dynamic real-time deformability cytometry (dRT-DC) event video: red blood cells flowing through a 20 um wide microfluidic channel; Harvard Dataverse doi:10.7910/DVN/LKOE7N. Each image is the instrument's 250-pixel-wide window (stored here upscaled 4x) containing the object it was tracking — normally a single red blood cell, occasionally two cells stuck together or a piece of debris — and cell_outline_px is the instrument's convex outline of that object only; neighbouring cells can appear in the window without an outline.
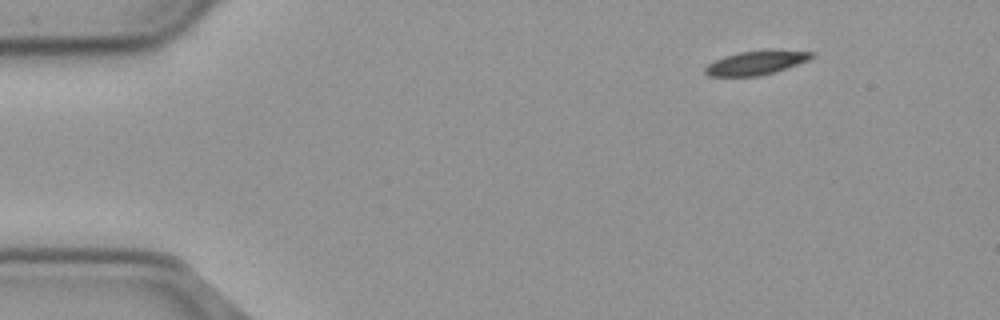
{"species": "common noctule bat (a hibernating species)", "species_latin": "Nyctalus noctula", "temperature_condition": "cold", "stored_images_in_passage": 50, "camera_frame_rate_fps": 3000, "um_per_image_px": 0.085, "animal": {"sex": "male", "body_mass_g": 23.1, "forearm_length_mm": 52.7}, "frame": {"image": 1, "passage_image": 1, "time_ms": 0.0, "image_size_px": [1000, 320], "cell_outline_px": [[816, 56], [808, 60], [760, 76], [708, 76], [704, 72], [704, 68], [708, 64], [724, 56], [740, 52], [768, 48], [776, 48], [816, 52]], "centroid_in_image_um": [64.32, 5.29], "position_along_channel_um": 20.7, "area_um2": 15.2}}
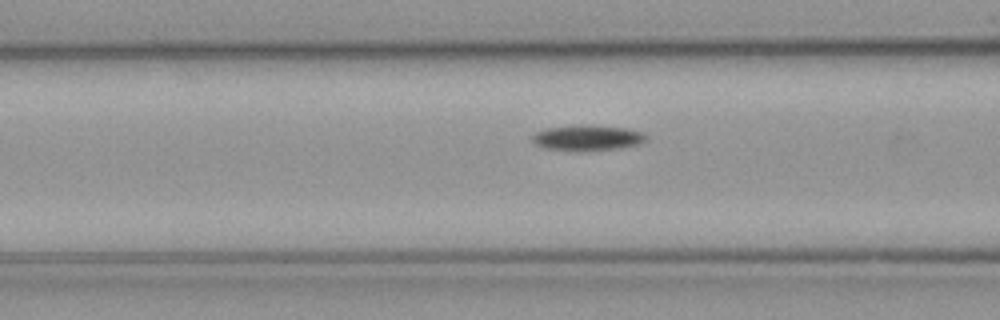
{"frame": {"image": 2, "passage_image": 16, "time_ms": 5.0, "image_size_px": [1000, 320], "cell_outline_px": [[648, 136], [644, 140], [636, 144], [620, 148], [584, 152], [544, 148], [536, 144], [532, 140], [532, 136], [536, 132], [548, 128], [576, 124], [592, 124], [628, 128], [644, 132]], "centroid_in_image_um": [49.94, 11.7], "position_along_channel_um": 116.7, "area_um2": 17.34}}
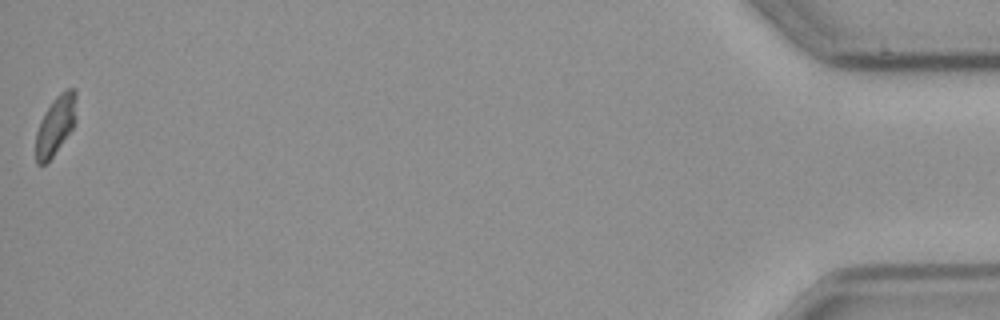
{"frame": {"image": 3, "passage_image": 50, "time_ms": 16.333, "image_size_px": [1000, 320], "cell_outline_px": [[76, 120], [72, 128], [52, 156], [44, 164], [36, 164], [36, 132], [40, 120], [44, 112], [52, 100], [60, 92], [68, 88], [76, 88]], "centroid_in_image_um": [4.73, 10.59], "position_along_channel_um": 430.5, "area_um2": 13.87}, "authors_computed_cell_mechanics": {"area_um2": 15.5771, "velocity_mm_per_s": 3.6795, "shape_relaxation_time_tau1_ms": 4.9942, "shape_relaxation_time_tau2_ms": null, "deformation_change_tau1": 0.0809, "deformation_change_tau2": null}}